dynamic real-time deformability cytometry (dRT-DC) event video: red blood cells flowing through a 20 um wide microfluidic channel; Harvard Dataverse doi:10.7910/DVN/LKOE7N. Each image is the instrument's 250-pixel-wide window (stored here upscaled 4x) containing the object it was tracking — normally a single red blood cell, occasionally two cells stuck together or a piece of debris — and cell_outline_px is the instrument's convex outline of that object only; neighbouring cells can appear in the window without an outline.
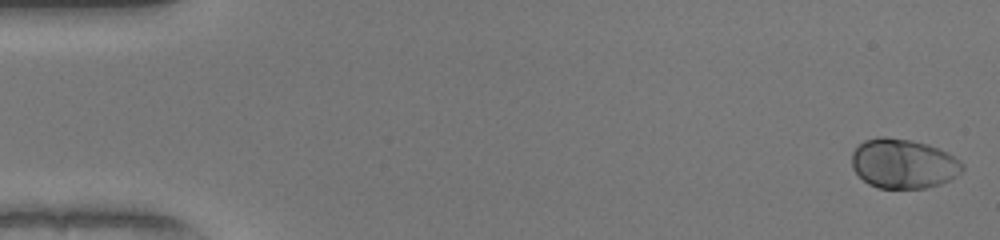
{"species": "human", "species_latin": "Homo sapiens", "temperature_condition": "warm", "stored_images_in_passage": 51, "camera_frame_rate_fps": 3000, "um_per_image_px": 0.085, "donor": {"sex": "female"}, "frame": {"image": 1, "passage_image": 1, "time_ms": 0.0, "image_size_px": [1000, 240], "cell_outline_px": [[964, 168], [956, 176], [940, 184], [924, 188], [880, 188], [868, 184], [852, 168], [852, 152], [864, 140], [880, 136], [884, 136], [912, 140], [928, 144], [948, 152], [960, 160], [964, 164]], "centroid_in_image_um": [76.79, 13.9], "position_along_channel_um": 8.2, "area_um2": 32.02}}
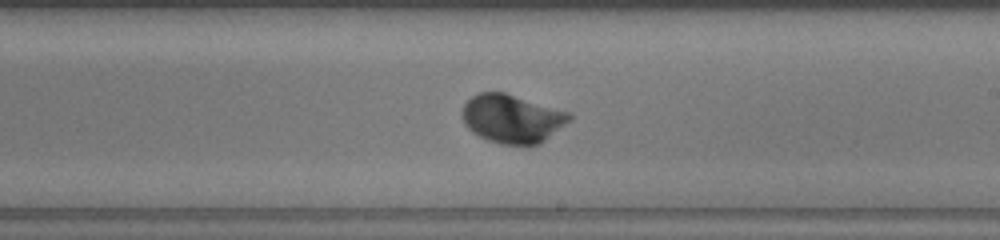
{"frame": {"image": 2, "passage_image": 30, "time_ms": 9.667, "image_size_px": [1000, 240], "cell_outline_px": [[572, 120], [540, 144], [500, 144], [488, 140], [472, 132], [464, 124], [464, 104], [472, 96], [480, 92], [504, 92], [572, 112]], "centroid_in_image_um": [43.59, 10.08], "position_along_channel_um": 245.4, "area_um2": 30.29}}
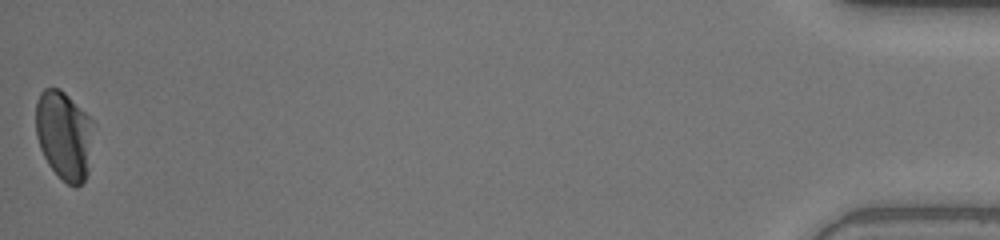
{"frame": {"image": 3, "passage_image": 51, "time_ms": 16.667, "image_size_px": [1000, 240], "cell_outline_px": [[96, 124], [88, 172], [84, 180], [76, 188], [68, 184], [48, 164], [40, 148], [36, 136], [36, 100], [40, 92], [44, 88], [60, 88]], "centroid_in_image_um": [5.47, 11.49], "position_along_channel_um": 429.7, "area_um2": 30.17}, "authors_computed_cell_mechanics": {"area_um2": 29.8248, "velocity_mm_per_s": 4.0608, "shape_relaxation_time_tau1_ms": 1.5107, "shape_relaxation_time_tau2_ms": null, "deformation_change_tau1": 0.1361, "deformation_change_tau2": null}}